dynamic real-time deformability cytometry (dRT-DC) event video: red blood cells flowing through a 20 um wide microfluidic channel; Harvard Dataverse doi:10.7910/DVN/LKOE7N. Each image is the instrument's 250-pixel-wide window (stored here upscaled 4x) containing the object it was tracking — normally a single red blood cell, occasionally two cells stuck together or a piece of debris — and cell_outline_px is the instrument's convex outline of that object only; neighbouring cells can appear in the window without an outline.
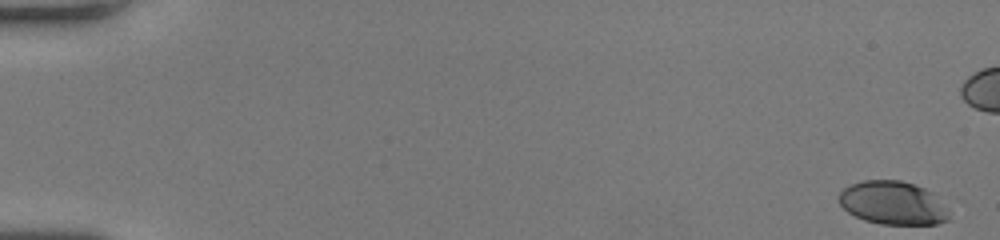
{"species": "human", "species_latin": "Homo sapiens", "temperature_condition": "room temperature", "stored_images_in_passage": 46, "camera_frame_rate_fps": 3000, "um_per_image_px": 0.085, "donor": {"sex": "female"}, "frame": {"image": 1, "passage_image": 1, "time_ms": 0.0, "image_size_px": [1000, 240], "cell_outline_px": [[948, 220], [936, 224], [880, 224], [864, 220], [848, 212], [840, 204], [840, 192], [848, 184], [864, 180], [900, 180], [924, 188], [932, 192], [948, 216]], "centroid_in_image_um": [75.82, 17.24], "position_along_channel_um": 9.2, "area_um2": 27.34}}
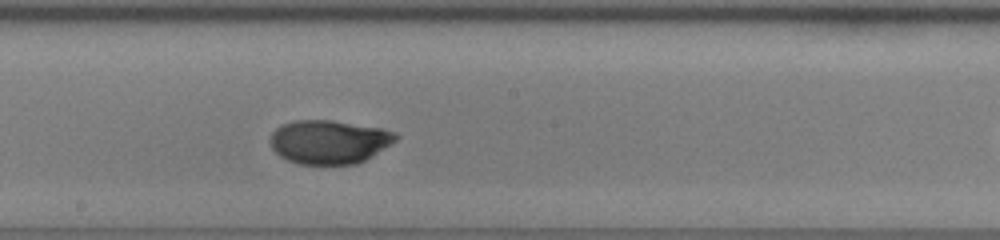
{"frame": {"image": 2, "passage_image": 31, "time_ms": 10.0, "image_size_px": [1000, 240], "cell_outline_px": [[400, 136], [396, 140], [372, 156], [356, 164], [300, 164], [288, 160], [280, 156], [272, 148], [272, 132], [280, 124], [296, 120], [332, 120], [384, 128], [396, 132]], "centroid_in_image_um": [28.0, 12.04], "position_along_channel_um": 220.2, "area_um2": 32.02}}
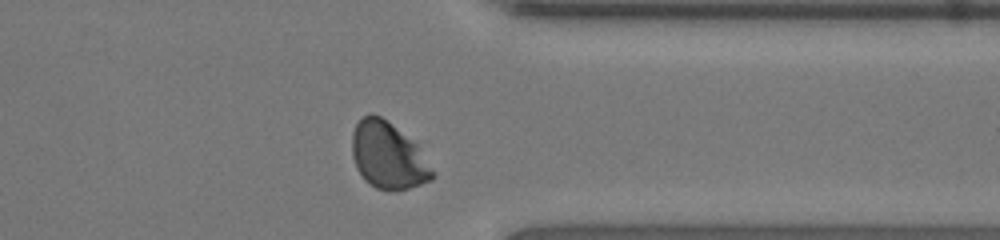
{"frame": {"image": 3, "passage_image": 43, "time_ms": 14.0, "image_size_px": [1000, 240], "cell_outline_px": [[436, 176], [432, 180], [396, 192], [388, 192], [376, 188], [364, 180], [356, 168], [352, 156], [352, 132], [356, 124], [364, 116], [372, 112], [380, 116], [416, 144], [436, 172]], "centroid_in_image_um": [32.98, 13.27], "position_along_channel_um": 378.4, "area_um2": 31.33}}